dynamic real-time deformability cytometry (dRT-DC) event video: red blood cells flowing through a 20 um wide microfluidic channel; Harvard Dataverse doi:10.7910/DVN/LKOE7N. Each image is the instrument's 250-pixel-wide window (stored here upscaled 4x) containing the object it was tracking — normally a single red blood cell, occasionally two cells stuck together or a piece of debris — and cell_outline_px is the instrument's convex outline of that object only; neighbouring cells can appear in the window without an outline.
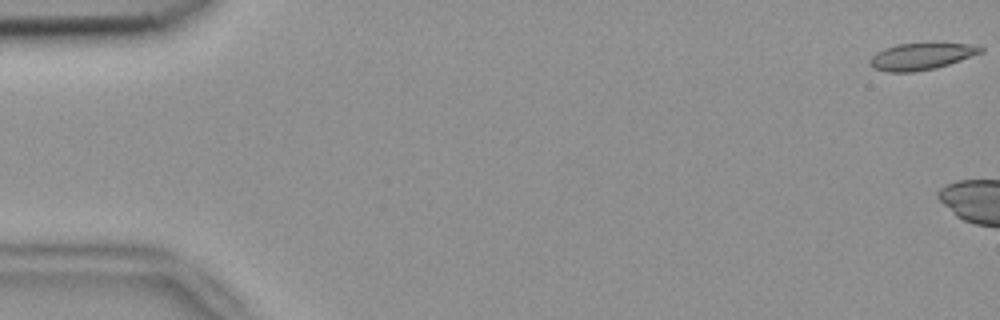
{"species": "common noctule bat (a hibernating species)", "species_latin": "Nyctalus noctula", "temperature_condition": "room temperature", "stored_images_in_passage": 12, "camera_frame_rate_fps": 3000, "um_per_image_px": 0.085, "animal": {"sex": "female", "body_mass_g": 18.4}, "frame": {"image": 1, "passage_image": 1, "time_ms": 0.0, "image_size_px": [1000, 320], "cell_outline_px": [[984, 52], [936, 68], [912, 72], [888, 72], [872, 68], [868, 60], [876, 52], [884, 48], [896, 44], [972, 44], [984, 48]], "centroid_in_image_um": [78.27, 4.8], "position_along_channel_um": 6.7, "area_um2": 17.11}}